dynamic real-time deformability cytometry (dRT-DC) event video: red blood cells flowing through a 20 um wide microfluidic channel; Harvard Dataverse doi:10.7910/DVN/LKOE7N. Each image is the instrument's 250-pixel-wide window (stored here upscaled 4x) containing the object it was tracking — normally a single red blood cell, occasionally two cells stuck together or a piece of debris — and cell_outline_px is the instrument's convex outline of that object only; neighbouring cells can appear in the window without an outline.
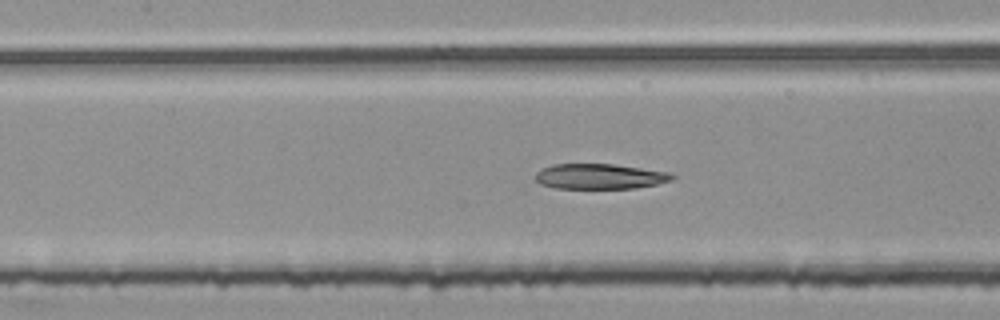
{"species": "common noctule bat (a hibernating species)", "species_latin": "Nyctalus noctula", "temperature_condition": "room temperature", "stored_images_in_passage": 51, "segment_of_instrument_passage": [2, 2], "camera_frame_rate_fps": 3000, "um_per_image_px": 0.085, "animal": {"sex": "female", "body_mass_g": 25.1}, "frame": {"image": 1, "passage_image": 22, "time_ms": 7.0, "image_size_px": [1000, 320], "cell_outline_px": [[676, 176], [672, 180], [656, 184], [636, 188], [556, 188], [540, 184], [532, 176], [540, 168], [552, 164], [612, 164], [668, 172]], "centroid_in_image_um": [50.91, 14.99], "position_along_channel_um": 156.5, "area_um2": 20.17}}
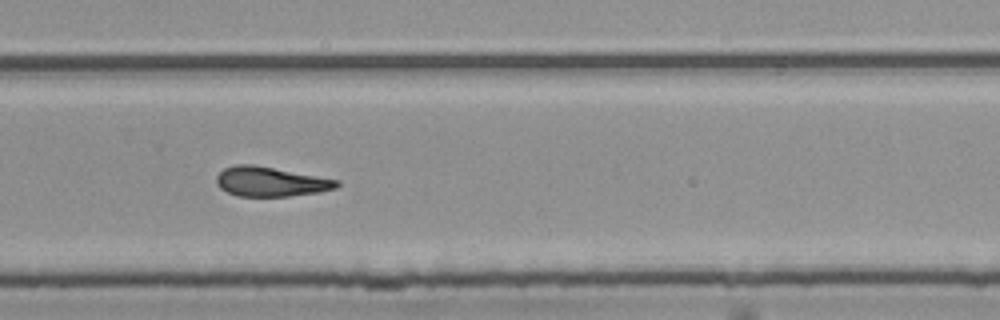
{"frame": {"image": 2, "passage_image": 34, "time_ms": 11.0, "image_size_px": [1000, 320], "cell_outline_px": [[340, 184], [336, 188], [320, 192], [288, 196], [236, 196], [220, 188], [216, 184], [216, 176], [224, 168], [236, 164], [252, 164], [340, 180]], "centroid_in_image_um": [22.99, 15.44], "position_along_channel_um": 306.8, "area_um2": 20.75}}
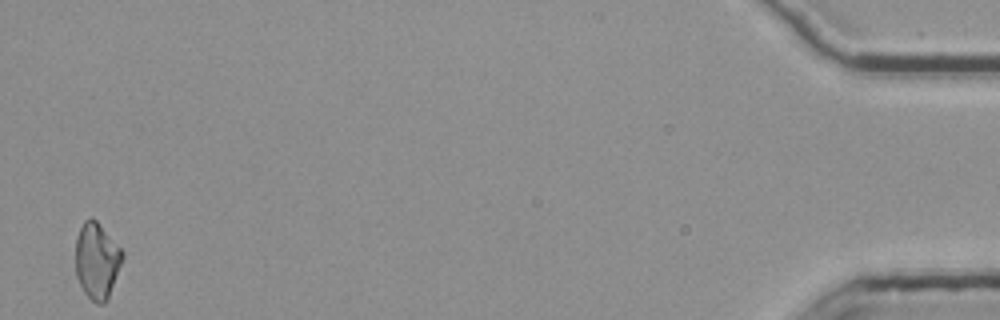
{"frame": {"image": 3, "passage_image": 51, "time_ms": 16.667, "image_size_px": [1000, 320], "cell_outline_px": [[124, 256], [108, 300], [104, 304], [96, 304], [84, 292], [76, 276], [76, 236], [84, 220], [92, 216], [96, 220], [124, 252]], "centroid_in_image_um": [8.24, 22.17], "position_along_channel_um": 427.0, "area_um2": 20.87}}